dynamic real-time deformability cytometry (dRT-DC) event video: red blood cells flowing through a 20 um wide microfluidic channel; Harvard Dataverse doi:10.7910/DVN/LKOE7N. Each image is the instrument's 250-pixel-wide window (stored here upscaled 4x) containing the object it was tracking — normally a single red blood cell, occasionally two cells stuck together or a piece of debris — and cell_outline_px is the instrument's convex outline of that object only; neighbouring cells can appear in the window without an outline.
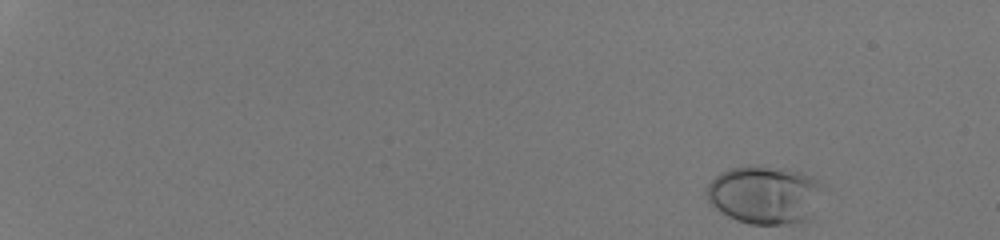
{"species": "human", "species_latin": "Homo sapiens", "temperature_condition": "room temperature", "stored_images_in_passage": 44, "camera_frame_rate_fps": 3000, "um_per_image_px": 0.085, "donor": {"sex": "male"}, "frame": {"image": 1, "passage_image": 1, "time_ms": 0.0, "image_size_px": [1000, 240], "cell_outline_px": [[824, 184], [808, 216], [804, 220], [784, 224], [752, 224], [736, 220], [728, 216], [716, 208], [708, 200], [704, 192], [708, 184], [720, 172], [732, 168], [748, 164], [752, 164], [788, 168], [812, 176]], "centroid_in_image_um": [64.93, 16.5], "position_along_channel_um": 20.1, "area_um2": 39.25}}
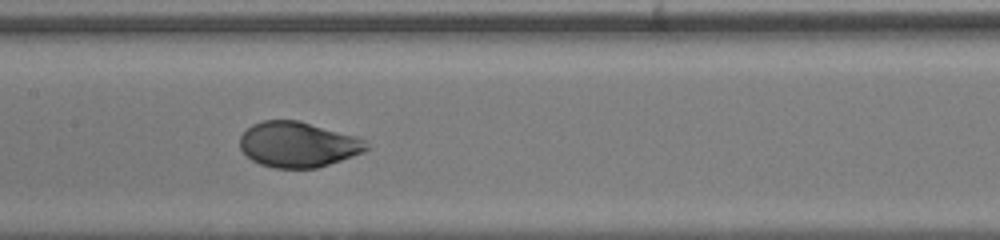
{"frame": {"image": 2, "passage_image": 26, "time_ms": 8.333, "image_size_px": [1000, 240], "cell_outline_px": [[368, 148], [364, 152], [316, 168], [276, 168], [260, 164], [252, 160], [240, 148], [240, 136], [252, 124], [260, 120], [300, 120], [356, 136], [364, 140]], "centroid_in_image_um": [25.31, 12.27], "position_along_channel_um": 182.1, "area_um2": 33.35}}
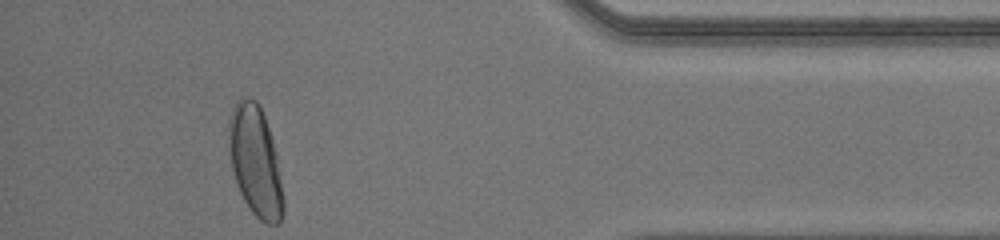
{"frame": {"image": 3, "passage_image": 44, "time_ms": 14.333, "image_size_px": [1000, 240], "cell_outline_px": [[284, 212], [280, 220], [276, 224], [268, 224], [260, 220], [252, 212], [244, 200], [240, 192], [232, 168], [228, 136], [228, 120], [232, 108], [236, 100], [256, 100], [264, 116], [272, 140], [276, 156], [284, 200]], "centroid_in_image_um": [21.7, 13.73], "position_along_channel_um": 413.5, "area_um2": 34.33}, "authors_computed_cell_mechanics": {"area_um2": 34.102, "velocity_mm_per_s": 4.312, "shape_relaxation_time_tau1_ms": 2.3254, "shape_relaxation_time_tau2_ms": null, "deformation_change_tau1": 0.1649, "deformation_change_tau2": null}}